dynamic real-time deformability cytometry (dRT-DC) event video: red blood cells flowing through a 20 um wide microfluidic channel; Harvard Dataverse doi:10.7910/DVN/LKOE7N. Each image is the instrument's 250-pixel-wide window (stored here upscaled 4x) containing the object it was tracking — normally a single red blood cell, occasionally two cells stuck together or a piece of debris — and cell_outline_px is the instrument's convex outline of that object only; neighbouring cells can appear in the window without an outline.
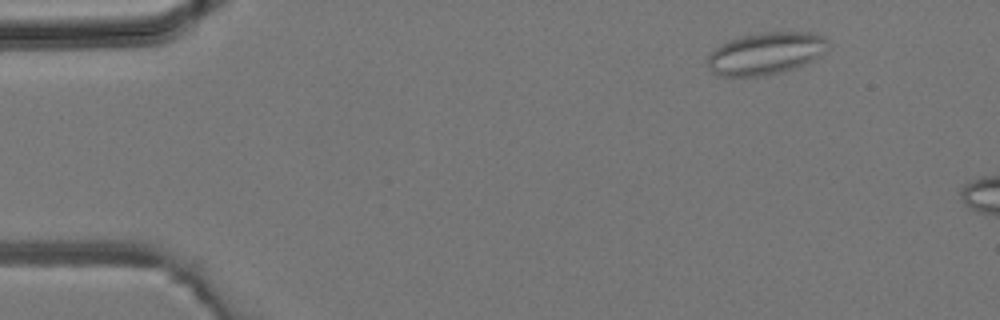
{"species": "common noctule bat (a hibernating species)", "species_latin": "Nyctalus noctula", "temperature_condition": "room temperature", "stored_images_in_passage": 5, "camera_frame_rate_fps": 3000, "um_per_image_px": 0.085, "animal": {"sex": "male", "body_mass_g": 19.2, "forearm_length_mm": 51.8}, "frame": {"image": 1, "passage_image": 1, "time_ms": 0.0, "image_size_px": [1000, 320], "cell_outline_px": [[828, 48], [812, 60], [804, 64], [784, 72], [760, 76], [720, 76], [712, 72], [708, 68], [708, 56], [720, 44], [728, 40], [744, 36], [764, 32], [812, 32], [824, 36], [828, 40]], "centroid_in_image_um": [65.09, 4.54], "position_along_channel_um": 19.9, "area_um2": 29.54}}